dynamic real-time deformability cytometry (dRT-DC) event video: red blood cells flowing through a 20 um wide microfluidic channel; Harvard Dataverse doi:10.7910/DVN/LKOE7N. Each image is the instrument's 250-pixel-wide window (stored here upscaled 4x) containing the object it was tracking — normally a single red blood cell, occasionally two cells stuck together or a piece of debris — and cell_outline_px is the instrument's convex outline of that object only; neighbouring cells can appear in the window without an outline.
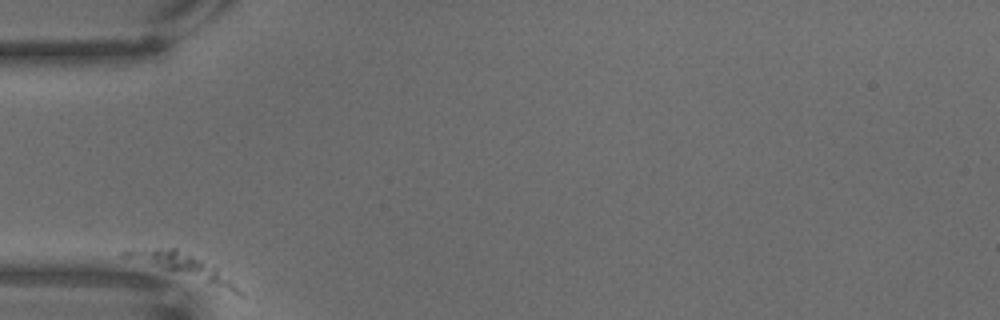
{"species": "common noctule bat (a hibernating species)", "species_latin": "Nyctalus noctula", "temperature_condition": "warm", "stored_images_in_passage": 20, "camera_frame_rate_fps": 3000, "um_per_image_px": 0.085, "animal": {"sex": "male", "body_mass_g": 18.8}, "frame": {"image": 1, "passage_image": 1, "time_ms": 0.0, "image_size_px": [1000, 320], "cell_outline_px": [[244, 296], [240, 296], [120, 256], [120, 252], [124, 248], [176, 248], [216, 268]], "centroid_in_image_um": [15.37, 22.63], "position_along_channel_um": 69.6, "area_um2": 15.84}}
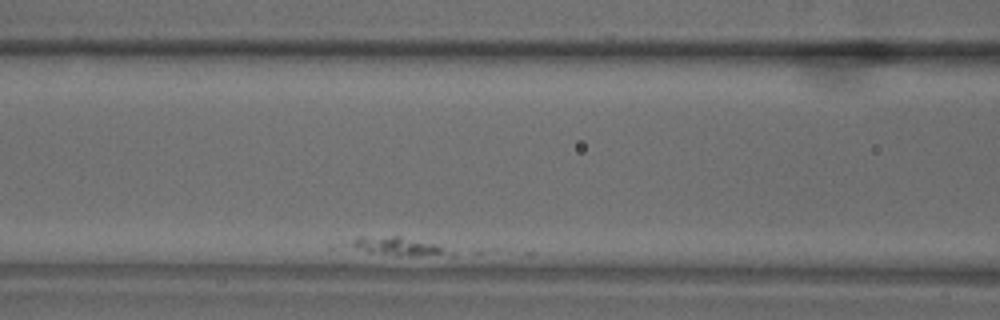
{"frame": {"image": 2, "passage_image": 12, "time_ms": 3.667, "image_size_px": [1000, 320], "cell_outline_px": [[452, 256], [408, 256], [368, 252], [352, 244], [356, 236], [400, 236], [436, 244], [452, 252]], "centroid_in_image_um": [33.97, 20.94], "position_along_channel_um": 132.6, "area_um2": 10.4}}